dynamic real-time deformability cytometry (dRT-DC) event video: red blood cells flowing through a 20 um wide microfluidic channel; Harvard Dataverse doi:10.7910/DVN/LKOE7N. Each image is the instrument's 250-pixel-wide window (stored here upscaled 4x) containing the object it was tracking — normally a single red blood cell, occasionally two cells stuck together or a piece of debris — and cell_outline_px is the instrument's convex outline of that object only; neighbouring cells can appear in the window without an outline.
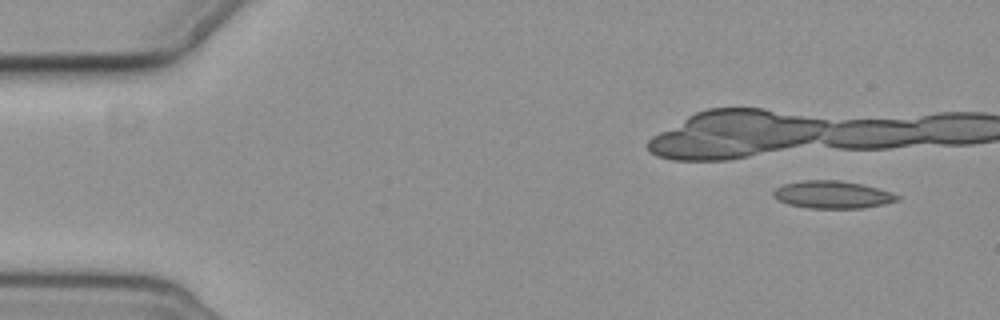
{"species": "common noctule bat (a hibernating species)", "species_latin": "Nyctalus noctula", "temperature_condition": "cold", "stored_images_in_passage": 4, "camera_frame_rate_fps": 3000, "um_per_image_px": 0.085, "animal": {"sex": "female", "body_mass_g": 19.3, "forearm_length_mm": 54.1}, "frame": {"image": 1, "passage_image": 1, "time_ms": 0.0, "image_size_px": [1000, 320], "cell_outline_px": [[900, 200], [884, 204], [860, 208], [808, 208], [788, 204], [772, 196], [772, 192], [776, 188], [784, 184], [804, 180], [840, 180], [860, 184], [892, 192], [900, 196]], "centroid_in_image_um": [70.76, 16.54], "position_along_channel_um": 14.2, "area_um2": 19.77}}